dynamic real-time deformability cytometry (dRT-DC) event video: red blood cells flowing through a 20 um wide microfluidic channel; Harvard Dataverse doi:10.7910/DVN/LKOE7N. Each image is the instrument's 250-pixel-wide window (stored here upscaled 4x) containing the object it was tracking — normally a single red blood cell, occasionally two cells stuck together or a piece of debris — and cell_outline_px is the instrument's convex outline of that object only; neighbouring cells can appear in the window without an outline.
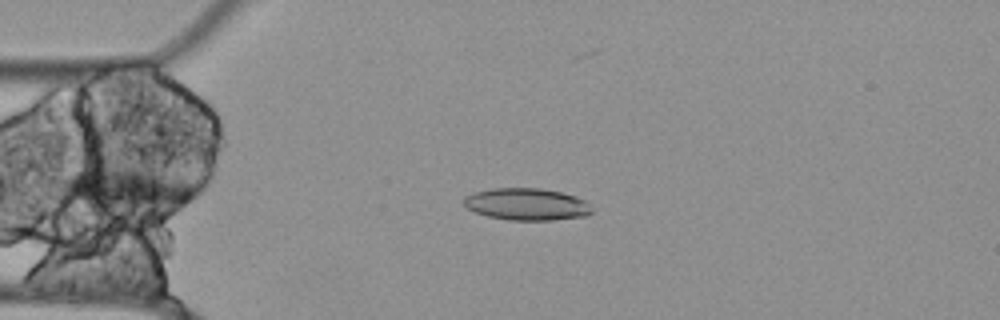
{"species": "Egyptian fruit bat (a non-hibernating species)", "species_latin": "Rousettus aegyptiacus", "temperature_condition": "cold", "stored_images_in_passage": 45, "camera_frame_rate_fps": 3000, "um_per_image_px": 0.085, "animal": {"sex": "female"}, "frame": {"image": 1, "passage_image": 6, "time_ms": 1.667, "image_size_px": [1000, 320], "cell_outline_px": [[592, 212], [584, 216], [552, 220], [508, 220], [488, 216], [476, 212], [468, 208], [464, 204], [464, 196], [476, 192], [492, 188], [540, 188], [560, 192], [576, 196], [584, 200], [592, 208]], "centroid_in_image_um": [44.77, 17.36], "position_along_channel_um": 40.2, "area_um2": 23.76}}
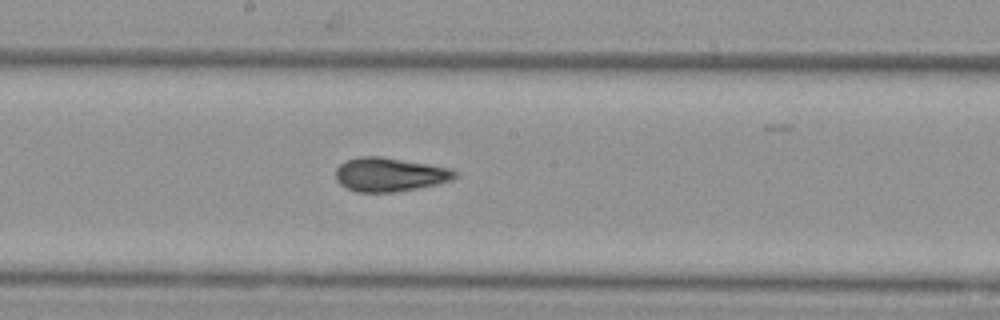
{"frame": {"image": 2, "passage_image": 22, "time_ms": 7.0, "image_size_px": [1000, 320], "cell_outline_px": [[456, 176], [452, 180], [436, 184], [396, 192], [356, 192], [340, 184], [336, 180], [336, 168], [340, 164], [348, 160], [360, 156], [380, 156], [452, 168], [456, 172]], "centroid_in_image_um": [33.11, 14.83], "position_along_channel_um": 215.1, "area_um2": 23.41}}
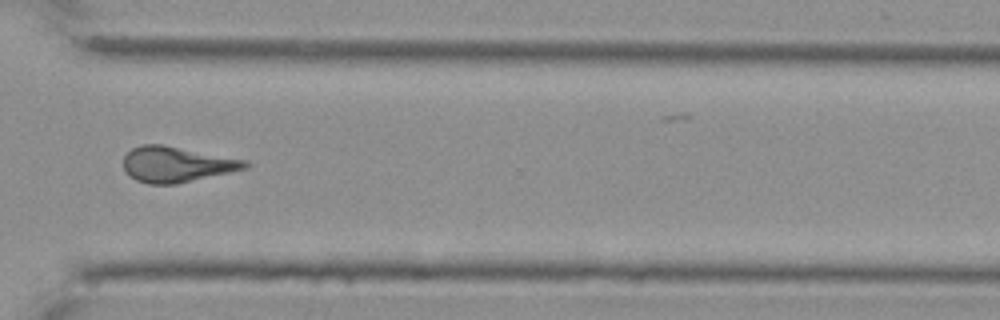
{"frame": {"image": 3, "passage_image": 34, "time_ms": 11.0, "image_size_px": [1000, 320], "cell_outline_px": [[252, 164], [248, 168], [176, 184], [148, 184], [136, 180], [124, 168], [124, 156], [132, 148], [140, 144], [164, 144], [248, 160]], "centroid_in_image_um": [15.05, 13.95], "position_along_channel_um": 355.5, "area_um2": 25.32}, "authors_computed_cell_mechanics": {"area_um2": 23.6402, "velocity_mm_per_s": 3.5152, "shape_relaxation_time_tau1_ms": null, "shape_relaxation_time_tau2_ms": 3.8616, "deformation_change_tau1": null, "deformation_change_tau2": 0.1322}}